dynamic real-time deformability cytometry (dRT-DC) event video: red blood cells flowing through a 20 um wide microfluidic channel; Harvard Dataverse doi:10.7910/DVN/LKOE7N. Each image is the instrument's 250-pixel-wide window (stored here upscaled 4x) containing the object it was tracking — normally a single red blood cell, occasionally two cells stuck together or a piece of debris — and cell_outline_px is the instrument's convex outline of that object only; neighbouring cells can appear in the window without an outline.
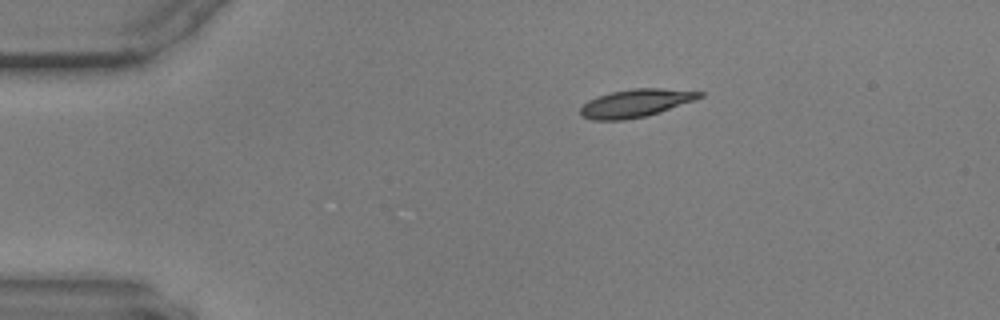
{"species": "common noctule bat (a hibernating species)", "species_latin": "Nyctalus noctula", "temperature_condition": "warm", "stored_images_in_passage": 48, "camera_frame_rate_fps": 3000, "um_per_image_px": 0.085, "animal": {"sex": "male", "body_mass_g": 17.9, "forearm_length_mm": 54.2}, "frame": {"image": 1, "passage_image": 1, "time_ms": 0.0, "image_size_px": [1000, 320], "cell_outline_px": [[704, 96], [696, 100], [648, 116], [624, 120], [592, 120], [580, 116], [580, 108], [588, 100], [596, 96], [612, 92], [632, 88], [660, 88], [704, 92]], "centroid_in_image_um": [54.03, 8.77], "position_along_channel_um": 31.0, "area_um2": 19.59}}
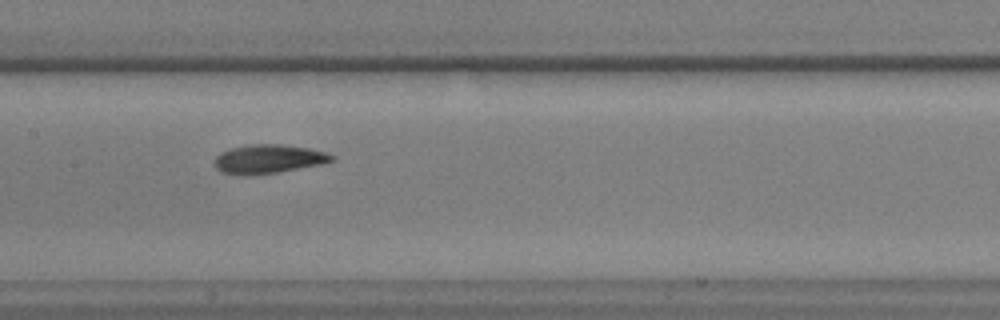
{"frame": {"image": 2, "passage_image": 19, "time_ms": 6.0, "image_size_px": [1000, 320], "cell_outline_px": [[336, 160], [320, 164], [276, 172], [220, 172], [212, 164], [212, 160], [220, 152], [232, 148], [248, 144], [280, 144], [308, 148], [324, 152], [336, 156]], "centroid_in_image_um": [22.83, 13.46], "position_along_channel_um": 184.6, "area_um2": 19.02}}
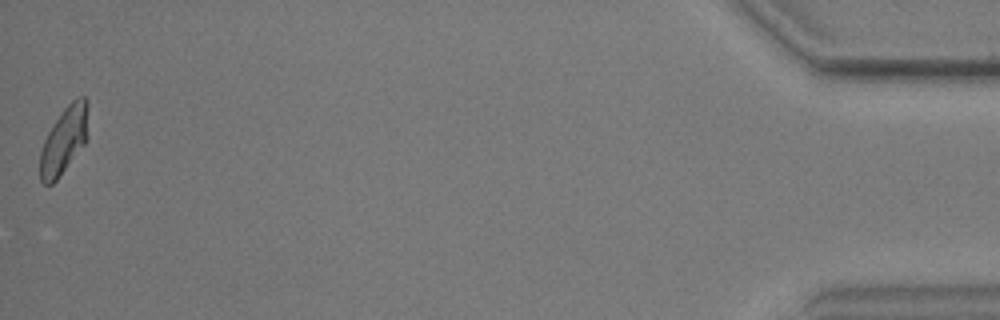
{"frame": {"image": 3, "passage_image": 48, "time_ms": 15.667, "image_size_px": [1000, 320], "cell_outline_px": [[88, 140], [56, 180], [52, 184], [44, 184], [40, 180], [40, 152], [44, 140], [48, 132], [64, 108], [72, 100], [80, 96], [84, 96], [88, 100]], "centroid_in_image_um": [5.47, 11.9], "position_along_channel_um": 429.7, "area_um2": 18.84}}